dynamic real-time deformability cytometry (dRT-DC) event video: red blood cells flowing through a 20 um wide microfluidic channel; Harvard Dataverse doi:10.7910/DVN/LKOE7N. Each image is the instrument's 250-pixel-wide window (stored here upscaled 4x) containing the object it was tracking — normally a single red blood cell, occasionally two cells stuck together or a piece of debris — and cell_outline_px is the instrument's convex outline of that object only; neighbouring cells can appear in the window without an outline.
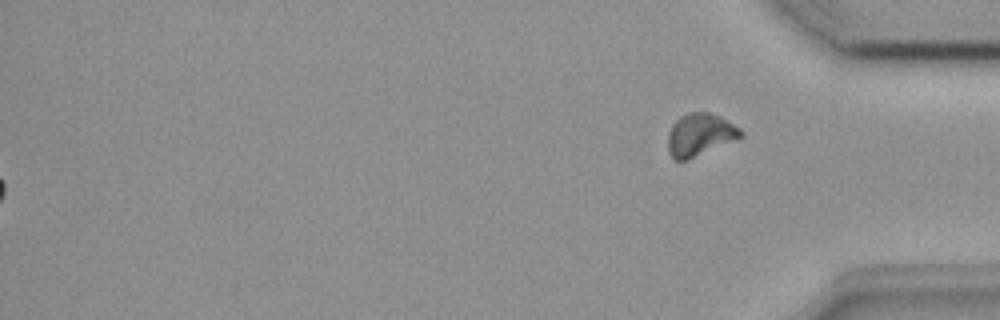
{"species": "common noctule bat (a hibernating species)", "species_latin": "Nyctalus noctula", "temperature_condition": "room temperature", "stored_images_in_passage": 47, "segment_of_instrument_passage": [2, 2], "camera_frame_rate_fps": 3000, "um_per_image_px": 0.085, "animal": {"sex": "female", "body_mass_g": 18.4}, "frame": {"image": 1, "passage_image": 47, "time_ms": 15.333, "image_size_px": [1000, 320], "cell_outline_px": [[744, 136], [688, 160], [672, 160], [668, 152], [668, 132], [672, 124], [680, 116], [688, 112], [708, 112], [720, 116], [740, 128], [744, 132]], "centroid_in_image_um": [59.48, 11.45], "position_along_channel_um": 375.7, "area_um2": 18.21}}